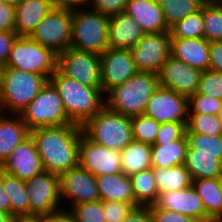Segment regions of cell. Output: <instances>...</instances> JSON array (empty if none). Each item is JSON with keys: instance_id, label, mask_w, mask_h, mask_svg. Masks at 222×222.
Segmentation results:
<instances>
[{"instance_id": "ffe728a7", "label": "cell", "mask_w": 222, "mask_h": 222, "mask_svg": "<svg viewBox=\"0 0 222 222\" xmlns=\"http://www.w3.org/2000/svg\"><path fill=\"white\" fill-rule=\"evenodd\" d=\"M209 45L204 37L171 38V56L203 72L210 69Z\"/></svg>"}, {"instance_id": "6da1fadb", "label": "cell", "mask_w": 222, "mask_h": 222, "mask_svg": "<svg viewBox=\"0 0 222 222\" xmlns=\"http://www.w3.org/2000/svg\"><path fill=\"white\" fill-rule=\"evenodd\" d=\"M82 133V127L75 123L29 131L44 171L60 175L77 167Z\"/></svg>"}, {"instance_id": "816d5d0a", "label": "cell", "mask_w": 222, "mask_h": 222, "mask_svg": "<svg viewBox=\"0 0 222 222\" xmlns=\"http://www.w3.org/2000/svg\"><path fill=\"white\" fill-rule=\"evenodd\" d=\"M11 222H46V215L43 214H20L11 217Z\"/></svg>"}, {"instance_id": "6125c7cd", "label": "cell", "mask_w": 222, "mask_h": 222, "mask_svg": "<svg viewBox=\"0 0 222 222\" xmlns=\"http://www.w3.org/2000/svg\"><path fill=\"white\" fill-rule=\"evenodd\" d=\"M219 118H220L221 127H222V110L220 111Z\"/></svg>"}, {"instance_id": "11a10c76", "label": "cell", "mask_w": 222, "mask_h": 222, "mask_svg": "<svg viewBox=\"0 0 222 222\" xmlns=\"http://www.w3.org/2000/svg\"><path fill=\"white\" fill-rule=\"evenodd\" d=\"M0 222H11V216L0 211Z\"/></svg>"}, {"instance_id": "94428289", "label": "cell", "mask_w": 222, "mask_h": 222, "mask_svg": "<svg viewBox=\"0 0 222 222\" xmlns=\"http://www.w3.org/2000/svg\"><path fill=\"white\" fill-rule=\"evenodd\" d=\"M210 222H222V217L212 219Z\"/></svg>"}, {"instance_id": "e0dca14e", "label": "cell", "mask_w": 222, "mask_h": 222, "mask_svg": "<svg viewBox=\"0 0 222 222\" xmlns=\"http://www.w3.org/2000/svg\"><path fill=\"white\" fill-rule=\"evenodd\" d=\"M202 71L169 56L158 73L159 86L189 98L198 91Z\"/></svg>"}, {"instance_id": "d6a6232c", "label": "cell", "mask_w": 222, "mask_h": 222, "mask_svg": "<svg viewBox=\"0 0 222 222\" xmlns=\"http://www.w3.org/2000/svg\"><path fill=\"white\" fill-rule=\"evenodd\" d=\"M163 11L167 27L183 20L189 14L200 10L204 4L203 0H158Z\"/></svg>"}, {"instance_id": "7402d4cb", "label": "cell", "mask_w": 222, "mask_h": 222, "mask_svg": "<svg viewBox=\"0 0 222 222\" xmlns=\"http://www.w3.org/2000/svg\"><path fill=\"white\" fill-rule=\"evenodd\" d=\"M140 25L125 12L109 16L108 44L114 49H131L142 38Z\"/></svg>"}, {"instance_id": "f907efd6", "label": "cell", "mask_w": 222, "mask_h": 222, "mask_svg": "<svg viewBox=\"0 0 222 222\" xmlns=\"http://www.w3.org/2000/svg\"><path fill=\"white\" fill-rule=\"evenodd\" d=\"M46 222H76L72 214L65 209L46 215Z\"/></svg>"}, {"instance_id": "52a82bcc", "label": "cell", "mask_w": 222, "mask_h": 222, "mask_svg": "<svg viewBox=\"0 0 222 222\" xmlns=\"http://www.w3.org/2000/svg\"><path fill=\"white\" fill-rule=\"evenodd\" d=\"M50 79L57 70V54L29 36H18L4 65Z\"/></svg>"}, {"instance_id": "91938a15", "label": "cell", "mask_w": 222, "mask_h": 222, "mask_svg": "<svg viewBox=\"0 0 222 222\" xmlns=\"http://www.w3.org/2000/svg\"><path fill=\"white\" fill-rule=\"evenodd\" d=\"M51 3L54 7H57V0H45Z\"/></svg>"}, {"instance_id": "74e56055", "label": "cell", "mask_w": 222, "mask_h": 222, "mask_svg": "<svg viewBox=\"0 0 222 222\" xmlns=\"http://www.w3.org/2000/svg\"><path fill=\"white\" fill-rule=\"evenodd\" d=\"M187 150L197 153L222 154V135L209 136L199 133H185Z\"/></svg>"}, {"instance_id": "cb8c5ba5", "label": "cell", "mask_w": 222, "mask_h": 222, "mask_svg": "<svg viewBox=\"0 0 222 222\" xmlns=\"http://www.w3.org/2000/svg\"><path fill=\"white\" fill-rule=\"evenodd\" d=\"M28 136L29 130L20 114L0 112V166Z\"/></svg>"}, {"instance_id": "ab89813d", "label": "cell", "mask_w": 222, "mask_h": 222, "mask_svg": "<svg viewBox=\"0 0 222 222\" xmlns=\"http://www.w3.org/2000/svg\"><path fill=\"white\" fill-rule=\"evenodd\" d=\"M222 100L196 92L188 98V113L213 114L219 116Z\"/></svg>"}, {"instance_id": "f35d334b", "label": "cell", "mask_w": 222, "mask_h": 222, "mask_svg": "<svg viewBox=\"0 0 222 222\" xmlns=\"http://www.w3.org/2000/svg\"><path fill=\"white\" fill-rule=\"evenodd\" d=\"M68 211L76 222H105L103 201L101 200L75 204Z\"/></svg>"}, {"instance_id": "30bf717a", "label": "cell", "mask_w": 222, "mask_h": 222, "mask_svg": "<svg viewBox=\"0 0 222 222\" xmlns=\"http://www.w3.org/2000/svg\"><path fill=\"white\" fill-rule=\"evenodd\" d=\"M100 55L68 48L57 55V70L80 84L101 88Z\"/></svg>"}, {"instance_id": "4fadbf2b", "label": "cell", "mask_w": 222, "mask_h": 222, "mask_svg": "<svg viewBox=\"0 0 222 222\" xmlns=\"http://www.w3.org/2000/svg\"><path fill=\"white\" fill-rule=\"evenodd\" d=\"M143 114L159 123H187L188 98L159 86L148 100Z\"/></svg>"}, {"instance_id": "60d3db41", "label": "cell", "mask_w": 222, "mask_h": 222, "mask_svg": "<svg viewBox=\"0 0 222 222\" xmlns=\"http://www.w3.org/2000/svg\"><path fill=\"white\" fill-rule=\"evenodd\" d=\"M197 92L222 100V72L211 69L203 71Z\"/></svg>"}, {"instance_id": "f546056e", "label": "cell", "mask_w": 222, "mask_h": 222, "mask_svg": "<svg viewBox=\"0 0 222 222\" xmlns=\"http://www.w3.org/2000/svg\"><path fill=\"white\" fill-rule=\"evenodd\" d=\"M0 181L11 203V217L30 214L26 181L0 169Z\"/></svg>"}, {"instance_id": "680465c9", "label": "cell", "mask_w": 222, "mask_h": 222, "mask_svg": "<svg viewBox=\"0 0 222 222\" xmlns=\"http://www.w3.org/2000/svg\"><path fill=\"white\" fill-rule=\"evenodd\" d=\"M4 66L0 65V92L2 88V72H3Z\"/></svg>"}, {"instance_id": "f1b7e54d", "label": "cell", "mask_w": 222, "mask_h": 222, "mask_svg": "<svg viewBox=\"0 0 222 222\" xmlns=\"http://www.w3.org/2000/svg\"><path fill=\"white\" fill-rule=\"evenodd\" d=\"M122 172L131 176L142 170L152 168L151 145L132 140L120 151Z\"/></svg>"}, {"instance_id": "ee69618b", "label": "cell", "mask_w": 222, "mask_h": 222, "mask_svg": "<svg viewBox=\"0 0 222 222\" xmlns=\"http://www.w3.org/2000/svg\"><path fill=\"white\" fill-rule=\"evenodd\" d=\"M148 209L153 222H198L190 216L159 208L156 204L148 206Z\"/></svg>"}, {"instance_id": "d4e9b609", "label": "cell", "mask_w": 222, "mask_h": 222, "mask_svg": "<svg viewBox=\"0 0 222 222\" xmlns=\"http://www.w3.org/2000/svg\"><path fill=\"white\" fill-rule=\"evenodd\" d=\"M101 201L132 203L136 208L130 176L123 172L95 176Z\"/></svg>"}, {"instance_id": "bcb514c9", "label": "cell", "mask_w": 222, "mask_h": 222, "mask_svg": "<svg viewBox=\"0 0 222 222\" xmlns=\"http://www.w3.org/2000/svg\"><path fill=\"white\" fill-rule=\"evenodd\" d=\"M0 31H15V7L0 2Z\"/></svg>"}, {"instance_id": "603a6c76", "label": "cell", "mask_w": 222, "mask_h": 222, "mask_svg": "<svg viewBox=\"0 0 222 222\" xmlns=\"http://www.w3.org/2000/svg\"><path fill=\"white\" fill-rule=\"evenodd\" d=\"M14 7L16 34L30 36L54 6L45 0H20Z\"/></svg>"}, {"instance_id": "b9f144b4", "label": "cell", "mask_w": 222, "mask_h": 222, "mask_svg": "<svg viewBox=\"0 0 222 222\" xmlns=\"http://www.w3.org/2000/svg\"><path fill=\"white\" fill-rule=\"evenodd\" d=\"M135 208L132 203L103 201L105 222H122Z\"/></svg>"}, {"instance_id": "d590c367", "label": "cell", "mask_w": 222, "mask_h": 222, "mask_svg": "<svg viewBox=\"0 0 222 222\" xmlns=\"http://www.w3.org/2000/svg\"><path fill=\"white\" fill-rule=\"evenodd\" d=\"M203 25L208 42L222 40V4H203Z\"/></svg>"}, {"instance_id": "8992f818", "label": "cell", "mask_w": 222, "mask_h": 222, "mask_svg": "<svg viewBox=\"0 0 222 222\" xmlns=\"http://www.w3.org/2000/svg\"><path fill=\"white\" fill-rule=\"evenodd\" d=\"M87 9H72L70 48L101 55L109 47V16Z\"/></svg>"}, {"instance_id": "4dcf8cb0", "label": "cell", "mask_w": 222, "mask_h": 222, "mask_svg": "<svg viewBox=\"0 0 222 222\" xmlns=\"http://www.w3.org/2000/svg\"><path fill=\"white\" fill-rule=\"evenodd\" d=\"M153 176L159 193L188 189L192 179L184 164L170 168H153Z\"/></svg>"}, {"instance_id": "836d02e7", "label": "cell", "mask_w": 222, "mask_h": 222, "mask_svg": "<svg viewBox=\"0 0 222 222\" xmlns=\"http://www.w3.org/2000/svg\"><path fill=\"white\" fill-rule=\"evenodd\" d=\"M203 5L200 10L189 14L173 25L169 32L171 38H202L203 37Z\"/></svg>"}, {"instance_id": "9f6ffc18", "label": "cell", "mask_w": 222, "mask_h": 222, "mask_svg": "<svg viewBox=\"0 0 222 222\" xmlns=\"http://www.w3.org/2000/svg\"><path fill=\"white\" fill-rule=\"evenodd\" d=\"M206 4H222V0H203Z\"/></svg>"}, {"instance_id": "db71d44e", "label": "cell", "mask_w": 222, "mask_h": 222, "mask_svg": "<svg viewBox=\"0 0 222 222\" xmlns=\"http://www.w3.org/2000/svg\"><path fill=\"white\" fill-rule=\"evenodd\" d=\"M0 211L11 216V203L0 181Z\"/></svg>"}, {"instance_id": "d6986e66", "label": "cell", "mask_w": 222, "mask_h": 222, "mask_svg": "<svg viewBox=\"0 0 222 222\" xmlns=\"http://www.w3.org/2000/svg\"><path fill=\"white\" fill-rule=\"evenodd\" d=\"M159 208L171 210L192 217L198 222H210L201 198L191 186L188 189L159 193Z\"/></svg>"}, {"instance_id": "e575fe53", "label": "cell", "mask_w": 222, "mask_h": 222, "mask_svg": "<svg viewBox=\"0 0 222 222\" xmlns=\"http://www.w3.org/2000/svg\"><path fill=\"white\" fill-rule=\"evenodd\" d=\"M185 133H199L209 136L222 135L220 118L213 114L188 113Z\"/></svg>"}, {"instance_id": "7bdbcfd3", "label": "cell", "mask_w": 222, "mask_h": 222, "mask_svg": "<svg viewBox=\"0 0 222 222\" xmlns=\"http://www.w3.org/2000/svg\"><path fill=\"white\" fill-rule=\"evenodd\" d=\"M187 123L168 122L161 123L154 145H162L181 139L185 135Z\"/></svg>"}, {"instance_id": "f6af8a7d", "label": "cell", "mask_w": 222, "mask_h": 222, "mask_svg": "<svg viewBox=\"0 0 222 222\" xmlns=\"http://www.w3.org/2000/svg\"><path fill=\"white\" fill-rule=\"evenodd\" d=\"M128 1L129 0H89L87 8L111 16L114 13L124 12Z\"/></svg>"}, {"instance_id": "7c38bea8", "label": "cell", "mask_w": 222, "mask_h": 222, "mask_svg": "<svg viewBox=\"0 0 222 222\" xmlns=\"http://www.w3.org/2000/svg\"><path fill=\"white\" fill-rule=\"evenodd\" d=\"M26 185L30 213L49 215L64 209L60 199L59 175L43 171L27 180Z\"/></svg>"}, {"instance_id": "681fc988", "label": "cell", "mask_w": 222, "mask_h": 222, "mask_svg": "<svg viewBox=\"0 0 222 222\" xmlns=\"http://www.w3.org/2000/svg\"><path fill=\"white\" fill-rule=\"evenodd\" d=\"M122 222H153V219L148 207H137Z\"/></svg>"}, {"instance_id": "44dd1931", "label": "cell", "mask_w": 222, "mask_h": 222, "mask_svg": "<svg viewBox=\"0 0 222 222\" xmlns=\"http://www.w3.org/2000/svg\"><path fill=\"white\" fill-rule=\"evenodd\" d=\"M124 12L140 25L144 34L170 30L158 0H129Z\"/></svg>"}, {"instance_id": "5b68a950", "label": "cell", "mask_w": 222, "mask_h": 222, "mask_svg": "<svg viewBox=\"0 0 222 222\" xmlns=\"http://www.w3.org/2000/svg\"><path fill=\"white\" fill-rule=\"evenodd\" d=\"M81 127L90 141L108 149L122 151L133 140L131 117L106 106Z\"/></svg>"}, {"instance_id": "f5cc1de1", "label": "cell", "mask_w": 222, "mask_h": 222, "mask_svg": "<svg viewBox=\"0 0 222 222\" xmlns=\"http://www.w3.org/2000/svg\"><path fill=\"white\" fill-rule=\"evenodd\" d=\"M89 0H57V7L81 8L87 7Z\"/></svg>"}, {"instance_id": "9c48e42d", "label": "cell", "mask_w": 222, "mask_h": 222, "mask_svg": "<svg viewBox=\"0 0 222 222\" xmlns=\"http://www.w3.org/2000/svg\"><path fill=\"white\" fill-rule=\"evenodd\" d=\"M72 9L53 7L29 36L57 55L71 46Z\"/></svg>"}, {"instance_id": "9a60e30c", "label": "cell", "mask_w": 222, "mask_h": 222, "mask_svg": "<svg viewBox=\"0 0 222 222\" xmlns=\"http://www.w3.org/2000/svg\"><path fill=\"white\" fill-rule=\"evenodd\" d=\"M78 165L94 176L122 172L120 151L96 144L83 133L79 143Z\"/></svg>"}, {"instance_id": "2e32d148", "label": "cell", "mask_w": 222, "mask_h": 222, "mask_svg": "<svg viewBox=\"0 0 222 222\" xmlns=\"http://www.w3.org/2000/svg\"><path fill=\"white\" fill-rule=\"evenodd\" d=\"M100 66L101 91L104 95L113 87L126 82L138 72L129 49L108 47L100 55Z\"/></svg>"}, {"instance_id": "ac0fdd59", "label": "cell", "mask_w": 222, "mask_h": 222, "mask_svg": "<svg viewBox=\"0 0 222 222\" xmlns=\"http://www.w3.org/2000/svg\"><path fill=\"white\" fill-rule=\"evenodd\" d=\"M0 169L25 181L44 171L30 135L10 153Z\"/></svg>"}, {"instance_id": "83f0119b", "label": "cell", "mask_w": 222, "mask_h": 222, "mask_svg": "<svg viewBox=\"0 0 222 222\" xmlns=\"http://www.w3.org/2000/svg\"><path fill=\"white\" fill-rule=\"evenodd\" d=\"M187 148L185 135L162 145H151L152 168H170L184 164Z\"/></svg>"}, {"instance_id": "484cf974", "label": "cell", "mask_w": 222, "mask_h": 222, "mask_svg": "<svg viewBox=\"0 0 222 222\" xmlns=\"http://www.w3.org/2000/svg\"><path fill=\"white\" fill-rule=\"evenodd\" d=\"M184 165L192 180L222 177V154L187 150Z\"/></svg>"}, {"instance_id": "ba28073f", "label": "cell", "mask_w": 222, "mask_h": 222, "mask_svg": "<svg viewBox=\"0 0 222 222\" xmlns=\"http://www.w3.org/2000/svg\"><path fill=\"white\" fill-rule=\"evenodd\" d=\"M29 131L72 124L57 89L48 81L39 94L20 114Z\"/></svg>"}, {"instance_id": "7a4b0ae2", "label": "cell", "mask_w": 222, "mask_h": 222, "mask_svg": "<svg viewBox=\"0 0 222 222\" xmlns=\"http://www.w3.org/2000/svg\"><path fill=\"white\" fill-rule=\"evenodd\" d=\"M49 81L57 89L64 110L72 123L82 126L105 106V97L101 88L80 84L58 70Z\"/></svg>"}, {"instance_id": "7dc6e473", "label": "cell", "mask_w": 222, "mask_h": 222, "mask_svg": "<svg viewBox=\"0 0 222 222\" xmlns=\"http://www.w3.org/2000/svg\"><path fill=\"white\" fill-rule=\"evenodd\" d=\"M18 35L15 31H0V65L4 66Z\"/></svg>"}, {"instance_id": "8fae6325", "label": "cell", "mask_w": 222, "mask_h": 222, "mask_svg": "<svg viewBox=\"0 0 222 222\" xmlns=\"http://www.w3.org/2000/svg\"><path fill=\"white\" fill-rule=\"evenodd\" d=\"M129 51L137 71L158 74L171 55L170 32L144 34Z\"/></svg>"}, {"instance_id": "c3c4849f", "label": "cell", "mask_w": 222, "mask_h": 222, "mask_svg": "<svg viewBox=\"0 0 222 222\" xmlns=\"http://www.w3.org/2000/svg\"><path fill=\"white\" fill-rule=\"evenodd\" d=\"M210 69L222 72V40L211 41L209 45Z\"/></svg>"}, {"instance_id": "6f0895ef", "label": "cell", "mask_w": 222, "mask_h": 222, "mask_svg": "<svg viewBox=\"0 0 222 222\" xmlns=\"http://www.w3.org/2000/svg\"><path fill=\"white\" fill-rule=\"evenodd\" d=\"M20 0H0V2L8 3L12 6H15Z\"/></svg>"}, {"instance_id": "8d00e7d4", "label": "cell", "mask_w": 222, "mask_h": 222, "mask_svg": "<svg viewBox=\"0 0 222 222\" xmlns=\"http://www.w3.org/2000/svg\"><path fill=\"white\" fill-rule=\"evenodd\" d=\"M133 140L154 145L161 123L144 114L131 117Z\"/></svg>"}, {"instance_id": "277c9868", "label": "cell", "mask_w": 222, "mask_h": 222, "mask_svg": "<svg viewBox=\"0 0 222 222\" xmlns=\"http://www.w3.org/2000/svg\"><path fill=\"white\" fill-rule=\"evenodd\" d=\"M49 81L38 73L12 67L3 68L0 92V112L21 114Z\"/></svg>"}, {"instance_id": "1f68e13d", "label": "cell", "mask_w": 222, "mask_h": 222, "mask_svg": "<svg viewBox=\"0 0 222 222\" xmlns=\"http://www.w3.org/2000/svg\"><path fill=\"white\" fill-rule=\"evenodd\" d=\"M135 203L148 207L157 202L159 192L153 176V168L142 170L130 176Z\"/></svg>"}, {"instance_id": "5bb4252c", "label": "cell", "mask_w": 222, "mask_h": 222, "mask_svg": "<svg viewBox=\"0 0 222 222\" xmlns=\"http://www.w3.org/2000/svg\"><path fill=\"white\" fill-rule=\"evenodd\" d=\"M59 186L62 205L63 200H69L70 207L100 200L95 176L79 165L59 175Z\"/></svg>"}, {"instance_id": "3957f363", "label": "cell", "mask_w": 222, "mask_h": 222, "mask_svg": "<svg viewBox=\"0 0 222 222\" xmlns=\"http://www.w3.org/2000/svg\"><path fill=\"white\" fill-rule=\"evenodd\" d=\"M159 87L158 74L138 71L105 95V106L128 117L143 114L148 100Z\"/></svg>"}, {"instance_id": "4316f807", "label": "cell", "mask_w": 222, "mask_h": 222, "mask_svg": "<svg viewBox=\"0 0 222 222\" xmlns=\"http://www.w3.org/2000/svg\"><path fill=\"white\" fill-rule=\"evenodd\" d=\"M192 186L203 202L206 215L211 220L222 217V177L192 180Z\"/></svg>"}]
</instances>
